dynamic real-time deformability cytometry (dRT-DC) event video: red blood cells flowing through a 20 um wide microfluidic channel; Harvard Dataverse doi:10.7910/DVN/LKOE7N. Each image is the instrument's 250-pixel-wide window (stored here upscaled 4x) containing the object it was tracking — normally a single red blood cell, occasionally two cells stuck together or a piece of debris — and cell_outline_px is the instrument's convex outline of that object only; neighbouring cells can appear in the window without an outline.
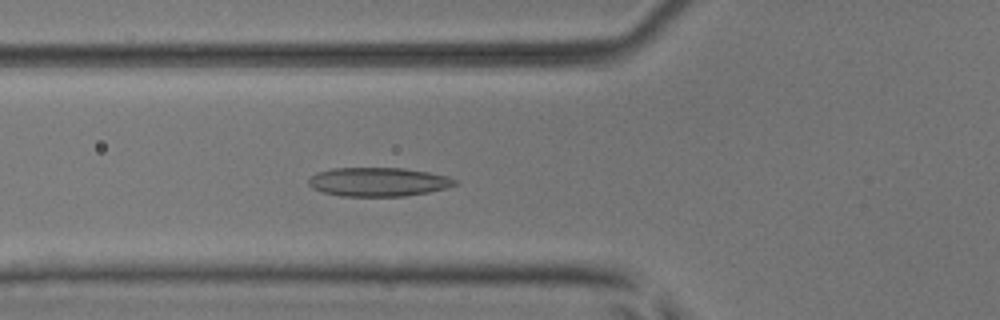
{"species": "common noctule bat (a hibernating species)", "species_latin": "Nyctalus noctula", "temperature_condition": "room temperature", "stored_images_in_passage": 26, "camera_frame_rate_fps": 3000, "um_per_image_px": 0.085, "animal": {"sex": "male", "body_mass_g": 17.9, "forearm_length_mm": 54.2}, "frame": {"image": 1, "passage_image": 8, "time_ms": 2.333, "image_size_px": [1000, 320], "cell_outline_px": [[456, 184], [444, 188], [428, 192], [404, 196], [340, 196], [324, 192], [312, 188], [308, 184], [308, 180], [316, 172], [332, 168], [404, 168], [428, 172], [448, 176], [456, 180]], "centroid_in_image_um": [32.12, 15.45], "position_along_channel_um": 93.7, "area_um2": 24.51}}
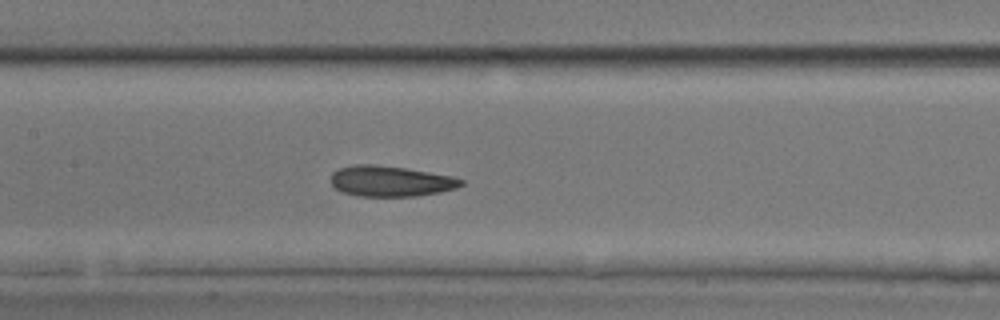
{"frame": {"image": 2, "passage_image": 14, "time_ms": 4.333, "image_size_px": [1000, 320], "cell_outline_px": [[464, 184], [456, 188], [440, 192], [416, 196], [356, 196], [344, 192], [336, 188], [332, 184], [332, 172], [340, 168], [352, 164], [376, 164], [404, 168], [452, 176], [464, 180]], "centroid_in_image_um": [33.2, 15.39], "position_along_channel_um": 174.2, "area_um2": 23.18}}
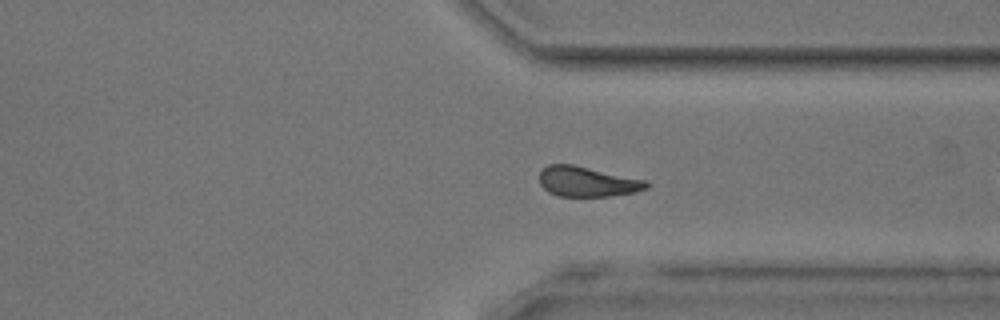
{"frame": {"image": 3, "passage_image": 25, "time_ms": 8.0, "image_size_px": [1000, 320], "cell_outline_px": [[648, 188], [636, 192], [612, 196], [556, 196], [548, 192], [540, 184], [540, 172], [548, 164], [572, 164], [648, 180]], "centroid_in_image_um": [49.94, 15.44], "position_along_channel_um": 361.5, "area_um2": 18.9}}